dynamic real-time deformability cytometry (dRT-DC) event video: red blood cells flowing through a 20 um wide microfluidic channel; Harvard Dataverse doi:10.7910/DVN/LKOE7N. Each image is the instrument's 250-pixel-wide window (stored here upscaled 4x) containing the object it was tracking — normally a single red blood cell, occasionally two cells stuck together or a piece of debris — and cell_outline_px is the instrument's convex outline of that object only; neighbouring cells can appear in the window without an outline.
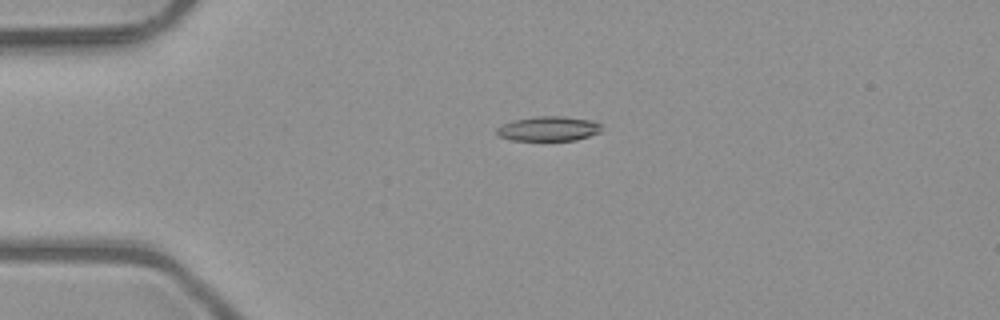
{"species": "common noctule bat (a hibernating species)", "species_latin": "Nyctalus noctula", "temperature_condition": "room temperature", "stored_images_in_passage": 4, "camera_frame_rate_fps": 3000, "um_per_image_px": 0.085, "animal": {"sex": "male", "body_mass_g": 23.1, "forearm_length_mm": 52.7}, "frame": {"image": 1, "passage_image": 3, "time_ms": 0.667, "image_size_px": [1000, 320], "cell_outline_px": [[600, 132], [576, 140], [512, 140], [500, 136], [496, 132], [496, 128], [512, 120], [536, 116], [564, 116], [588, 120], [600, 124]], "centroid_in_image_um": [46.59, 10.93], "position_along_channel_um": 38.4, "area_um2": 14.85}}